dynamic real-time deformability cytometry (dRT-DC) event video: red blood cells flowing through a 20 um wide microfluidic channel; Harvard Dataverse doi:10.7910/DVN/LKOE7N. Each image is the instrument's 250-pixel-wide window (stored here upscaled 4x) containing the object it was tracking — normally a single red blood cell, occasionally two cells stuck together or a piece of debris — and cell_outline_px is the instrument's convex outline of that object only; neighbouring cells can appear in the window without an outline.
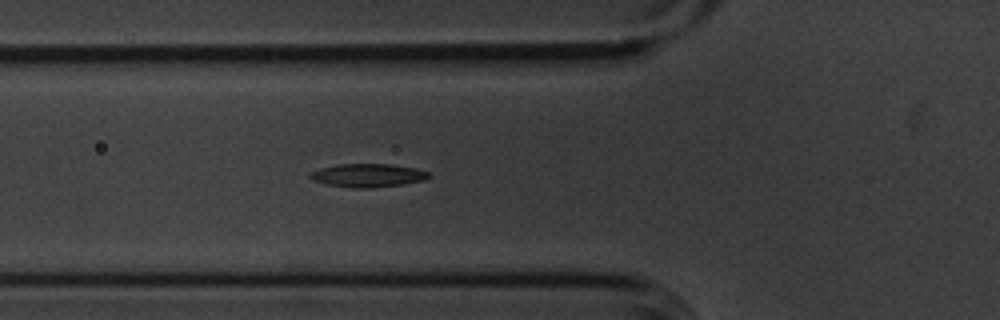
{"species": "common noctule bat (a hibernating species)", "species_latin": "Nyctalus noctula", "temperature_condition": "cold", "stored_images_in_passage": 46, "segment_of_instrument_passage": [1, 2], "camera_frame_rate_fps": 3000, "um_per_image_px": 0.085, "animal": {"sex": "male", "body_mass_g": 20.1, "forearm_length_mm": 53.5}, "frame": {"image": 1, "passage_image": 9, "time_ms": 2.667, "image_size_px": [1000, 320], "cell_outline_px": [[432, 176], [424, 180], [400, 184], [372, 188], [352, 188], [324, 184], [312, 180], [308, 176], [308, 172], [320, 168], [336, 164], [392, 164], [416, 168], [428, 172]], "centroid_in_image_um": [31.21, 14.9], "position_along_channel_um": 94.6, "area_um2": 16.36}}
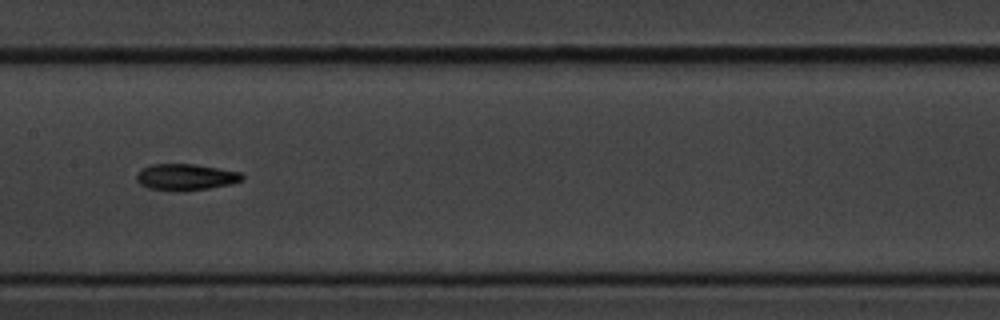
{"frame": {"image": 2, "passage_image": 17, "time_ms": 5.333, "image_size_px": [1000, 320], "cell_outline_px": [[244, 180], [232, 184], [184, 192], [180, 192], [148, 188], [140, 184], [136, 180], [136, 176], [144, 168], [152, 164], [196, 164], [240, 172], [244, 176]], "centroid_in_image_um": [15.82, 15.06], "position_along_channel_um": 191.6, "area_um2": 16.36}}
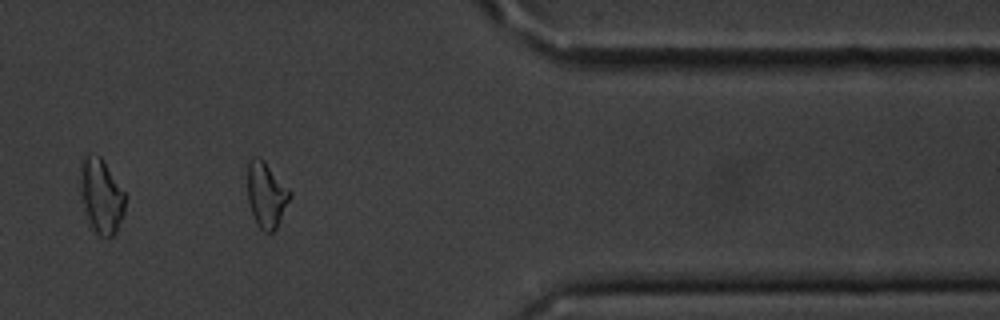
{"frame": {"image": 3, "passage_image": 35, "time_ms": 11.333, "image_size_px": [1000, 320], "cell_outline_px": [[292, 196], [276, 228], [272, 232], [264, 232], [256, 224], [248, 200], [248, 160], [252, 156], [260, 156], [264, 160], [292, 192]], "centroid_in_image_um": [22.64, 16.53], "position_along_channel_um": 388.8, "area_um2": 16.24}}